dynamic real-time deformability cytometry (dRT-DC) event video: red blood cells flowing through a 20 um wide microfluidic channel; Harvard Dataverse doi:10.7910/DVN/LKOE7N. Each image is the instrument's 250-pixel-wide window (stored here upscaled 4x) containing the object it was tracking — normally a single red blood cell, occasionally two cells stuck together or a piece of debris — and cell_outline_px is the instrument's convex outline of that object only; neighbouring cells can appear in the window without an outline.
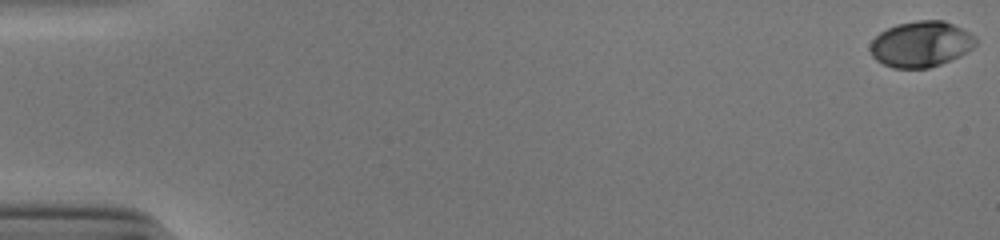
{"species": "human", "species_latin": "Homo sapiens", "temperature_condition": "cold", "stored_images_in_passage": 54, "camera_frame_rate_fps": 3000, "um_per_image_px": 0.085, "donor": {"sex": "male"}, "frame": {"image": 1, "passage_image": 1, "time_ms": 0.0, "image_size_px": [1000, 240], "cell_outline_px": [[976, 44], [968, 52], [960, 56], [940, 64], [928, 68], [892, 68], [876, 60], [872, 56], [868, 48], [872, 40], [880, 32], [896, 24], [916, 20], [944, 20], [976, 36]], "centroid_in_image_um": [78.26, 3.75], "position_along_channel_um": 6.7, "area_um2": 28.26}}
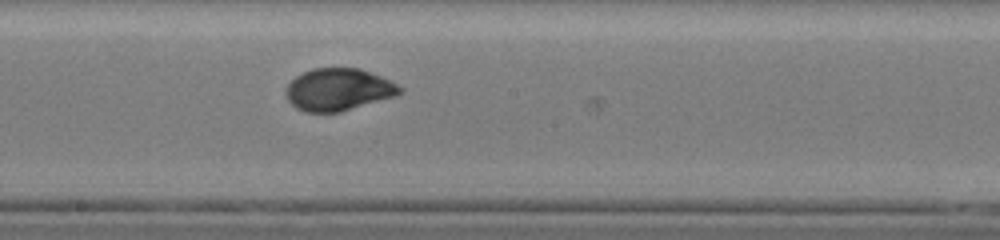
{"frame": {"image": 2, "passage_image": 31, "time_ms": 10.0, "image_size_px": [1000, 240], "cell_outline_px": [[404, 92], [396, 96], [340, 112], [304, 112], [296, 108], [288, 100], [288, 84], [296, 76], [312, 68], [360, 68], [380, 76], [404, 88]], "centroid_in_image_um": [28.8, 7.61], "position_along_channel_um": 219.4, "area_um2": 27.86}}
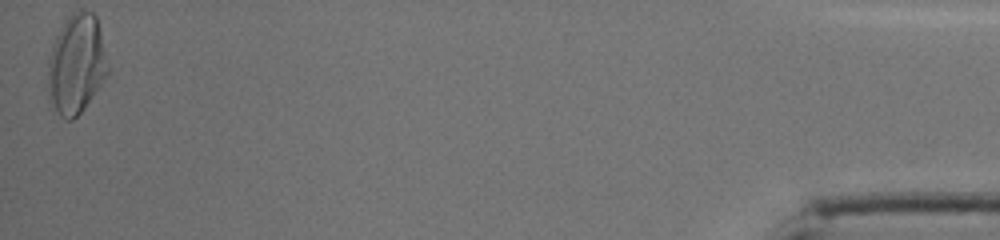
{"frame": {"image": 3, "passage_image": 54, "time_ms": 17.667, "image_size_px": [1000, 240], "cell_outline_px": [[112, 72], [84, 108], [72, 120], [64, 120], [48, 104], [48, 60], [52, 44], [60, 28], [68, 16], [72, 12], [92, 12], [96, 16]], "centroid_in_image_um": [6.51, 5.51], "position_along_channel_um": 428.7, "area_um2": 35.49}, "authors_computed_cell_mechanics": {"area_um2": 28.1775, "velocity_mm_per_s": 3.8751, "shape_relaxation_time_tau1_ms": 4.1838, "shape_relaxation_time_tau2_ms": null, "deformation_change_tau1": 0.1754, "deformation_change_tau2": null}}